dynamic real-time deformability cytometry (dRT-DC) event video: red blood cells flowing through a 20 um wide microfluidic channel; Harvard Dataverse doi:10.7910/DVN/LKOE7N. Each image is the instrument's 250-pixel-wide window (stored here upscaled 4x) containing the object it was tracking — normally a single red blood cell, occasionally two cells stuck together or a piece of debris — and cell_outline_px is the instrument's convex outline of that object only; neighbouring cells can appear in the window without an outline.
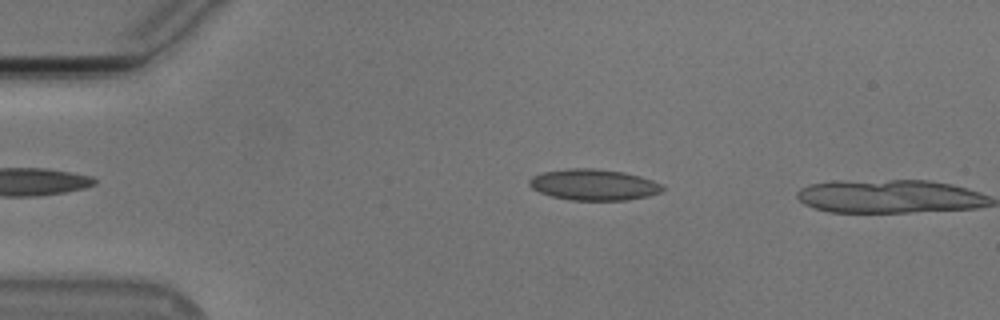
{"species": "Egyptian fruit bat (a non-hibernating species)", "species_latin": "Rousettus aegyptiacus", "temperature_condition": "cold", "stored_images_in_passage": 3, "camera_frame_rate_fps": 3000, "um_per_image_px": 0.085, "animal": {"sex": "male"}, "frame": {"image": 1, "passage_image": 2, "time_ms": 0.333, "image_size_px": [1000, 320], "cell_outline_px": [[664, 188], [660, 192], [648, 196], [628, 200], [568, 200], [552, 196], [540, 192], [532, 188], [528, 184], [528, 180], [532, 176], [544, 172], [568, 168], [592, 168], [624, 172], [640, 176], [664, 184]], "centroid_in_image_um": [50.47, 15.7], "position_along_channel_um": 34.5, "area_um2": 24.22}}